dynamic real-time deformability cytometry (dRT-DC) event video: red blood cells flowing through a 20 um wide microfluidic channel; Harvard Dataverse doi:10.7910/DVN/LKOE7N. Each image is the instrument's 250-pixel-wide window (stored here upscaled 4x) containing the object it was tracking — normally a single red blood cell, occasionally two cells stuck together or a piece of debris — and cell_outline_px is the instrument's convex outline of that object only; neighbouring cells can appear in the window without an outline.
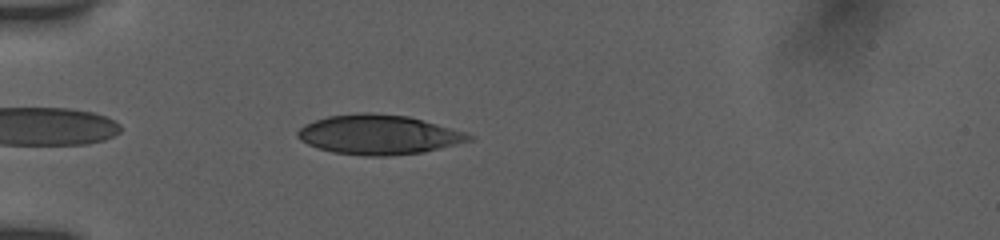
{"species": "human", "species_latin": "Homo sapiens", "temperature_condition": "room temperature", "stored_images_in_passage": 48, "camera_frame_rate_fps": 3000, "um_per_image_px": 0.085, "donor": {"sex": "female"}, "frame": {"image": 1, "passage_image": 4, "time_ms": 0.667, "image_size_px": [1000, 240], "cell_outline_px": [[476, 136], [472, 140], [424, 152], [384, 156], [364, 156], [332, 152], [308, 144], [300, 140], [296, 136], [296, 132], [304, 124], [328, 116], [360, 112], [368, 112], [408, 116], [464, 132]], "centroid_in_image_um": [32.16, 11.44], "position_along_channel_um": 52.8, "area_um2": 39.36}}
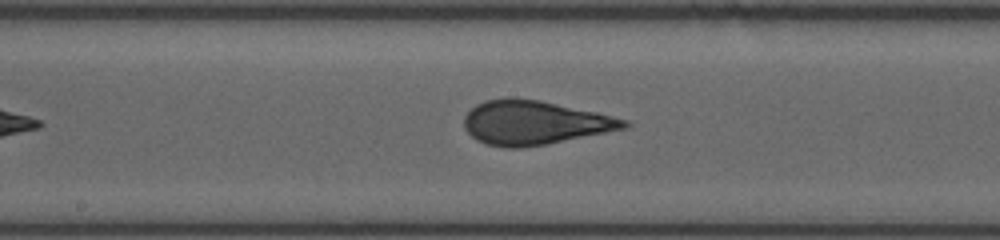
{"frame": {"image": 2, "passage_image": 28, "time_ms": 5.0, "image_size_px": [1000, 240], "cell_outline_px": [[632, 124], [628, 128], [548, 144], [520, 148], [504, 148], [488, 144], [476, 140], [464, 128], [464, 116], [476, 104], [484, 100], [508, 96], [512, 96], [540, 100], [596, 112], [628, 120]], "centroid_in_image_um": [45.42, 10.42], "position_along_channel_um": 202.8, "area_um2": 41.44}}
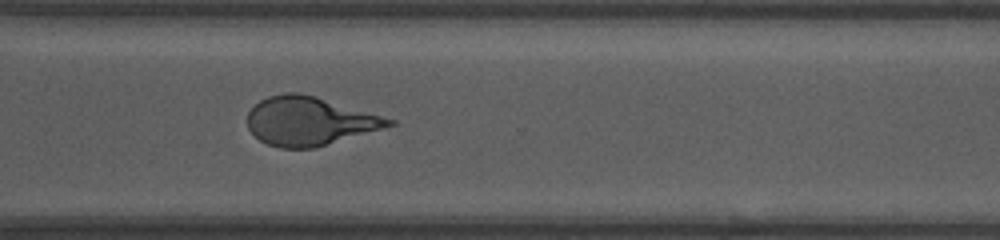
{"frame": {"image": 3, "passage_image": 47, "time_ms": 8.667, "image_size_px": [1000, 240], "cell_outline_px": [[396, 124], [316, 148], [280, 148], [268, 144], [260, 140], [248, 128], [248, 112], [260, 100], [268, 96], [284, 92], [296, 92], [312, 96], [396, 120]], "centroid_in_image_um": [26.27, 10.3], "position_along_channel_um": 344.3, "area_um2": 39.48}}